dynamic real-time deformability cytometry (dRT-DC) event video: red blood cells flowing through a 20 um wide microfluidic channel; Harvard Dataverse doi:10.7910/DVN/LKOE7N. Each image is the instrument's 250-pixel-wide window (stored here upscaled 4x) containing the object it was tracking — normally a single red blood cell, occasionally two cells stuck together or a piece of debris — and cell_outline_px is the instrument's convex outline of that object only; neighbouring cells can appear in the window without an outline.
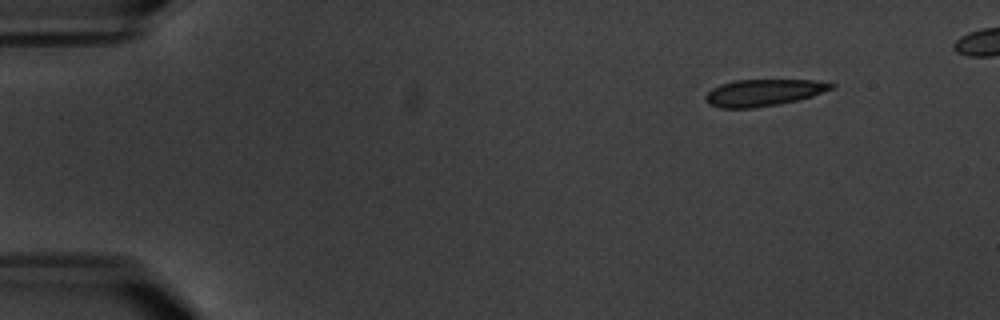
{"species": "common noctule bat (a hibernating species)", "species_latin": "Nyctalus noctula", "temperature_condition": "warm", "stored_images_in_passage": 5, "camera_frame_rate_fps": 3000, "um_per_image_px": 0.085, "animal": {"sex": "male", "body_mass_g": 20.1, "forearm_length_mm": 53.5}, "frame": {"image": 1, "passage_image": 1, "time_ms": 0.0, "image_size_px": [1000, 320], "cell_outline_px": [[836, 84], [832, 88], [812, 96], [796, 100], [776, 104], [752, 108], [720, 108], [708, 104], [704, 96], [712, 88], [720, 84], [732, 80], [812, 80]], "centroid_in_image_um": [64.83, 7.87], "position_along_channel_um": 20.2, "area_um2": 19.42}}